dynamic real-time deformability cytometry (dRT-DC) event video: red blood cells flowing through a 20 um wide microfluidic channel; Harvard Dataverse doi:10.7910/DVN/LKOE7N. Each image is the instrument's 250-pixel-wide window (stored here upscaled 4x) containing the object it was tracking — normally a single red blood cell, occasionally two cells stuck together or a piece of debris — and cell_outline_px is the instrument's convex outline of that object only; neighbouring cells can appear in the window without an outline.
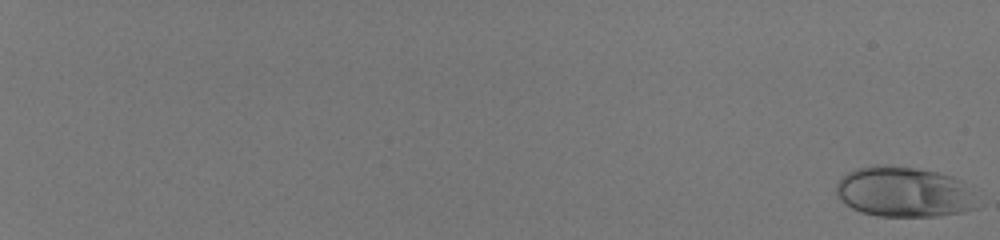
{"species": "human", "species_latin": "Homo sapiens", "temperature_condition": "room temperature", "stored_images_in_passage": 58, "camera_frame_rate_fps": 3000, "um_per_image_px": 0.085, "donor": {"sex": "male"}, "frame": {"image": 1, "passage_image": 1, "time_ms": 0.0, "image_size_px": [1000, 240], "cell_outline_px": [[976, 208], [960, 212], [936, 216], [876, 216], [860, 212], [844, 204], [836, 192], [836, 184], [848, 172], [856, 168], [876, 164], [884, 164], [916, 168], [936, 172], [952, 176], [960, 180]], "centroid_in_image_um": [76.71, 16.31], "position_along_channel_um": 8.3, "area_um2": 40.75}}
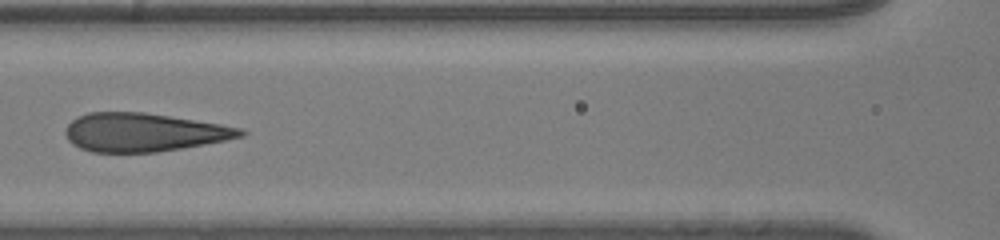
{"frame": {"image": 2, "passage_image": 34, "time_ms": 11.0, "image_size_px": [1000, 240], "cell_outline_px": [[248, 132], [244, 136], [204, 144], [156, 152], [92, 152], [80, 148], [72, 144], [68, 140], [64, 132], [68, 124], [76, 116], [88, 112], [144, 112], [220, 124], [244, 128]], "centroid_in_image_um": [12.19, 11.24], "position_along_channel_um": 154.4, "area_um2": 39.19}}
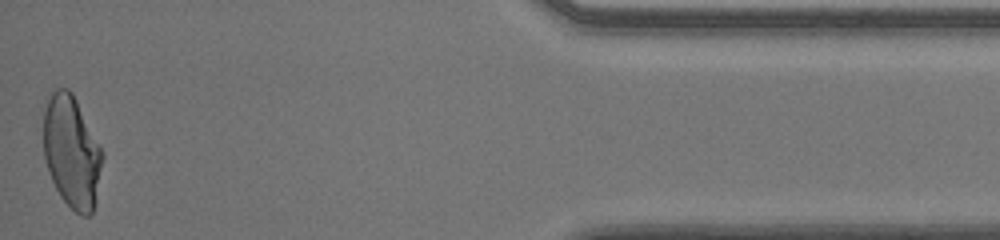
{"frame": {"image": 3, "passage_image": 58, "time_ms": 19.0, "image_size_px": [1000, 240], "cell_outline_px": [[104, 156], [96, 200], [92, 212], [88, 216], [80, 216], [60, 196], [48, 172], [44, 156], [44, 112], [48, 100], [52, 92], [56, 88], [68, 88], [72, 92], [100, 144], [104, 152]], "centroid_in_image_um": [6.11, 12.91], "position_along_channel_um": 429.1, "area_um2": 38.55}}